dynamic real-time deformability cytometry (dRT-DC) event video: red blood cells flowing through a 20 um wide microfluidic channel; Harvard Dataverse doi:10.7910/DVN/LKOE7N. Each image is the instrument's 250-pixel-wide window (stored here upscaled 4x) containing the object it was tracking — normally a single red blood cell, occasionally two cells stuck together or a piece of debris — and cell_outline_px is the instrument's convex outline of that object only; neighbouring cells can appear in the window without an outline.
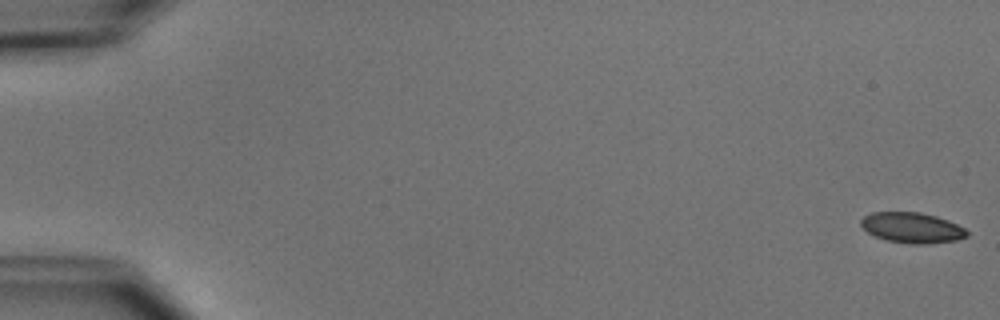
{"species": "common noctule bat (a hibernating species)", "species_latin": "Nyctalus noctula", "temperature_condition": "cold", "stored_images_in_passage": 6, "camera_frame_rate_fps": 3000, "um_per_image_px": 0.085, "animal": {"sex": "male", "body_mass_g": 15.6}, "frame": {"image": 1, "passage_image": 1, "time_ms": 0.0, "image_size_px": [1000, 320], "cell_outline_px": [[968, 236], [956, 240], [928, 244], [912, 244], [888, 240], [876, 236], [868, 232], [860, 224], [860, 220], [864, 216], [872, 212], [920, 212], [936, 216], [948, 220], [964, 228], [968, 232]], "centroid_in_image_um": [77.53, 19.35], "position_along_channel_um": 7.5, "area_um2": 18.73}}
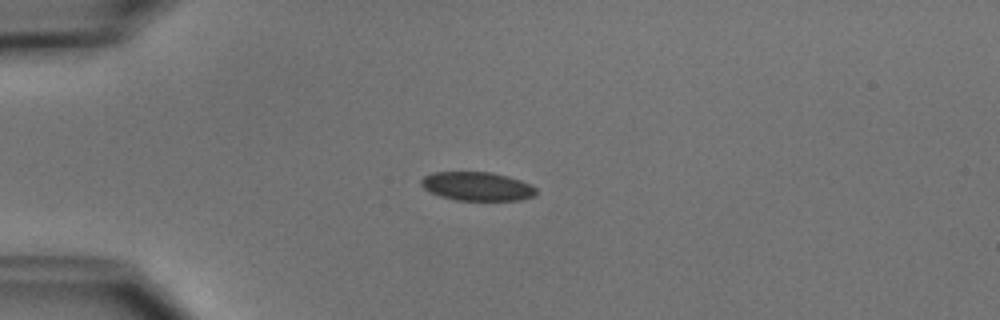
{"frame": {"image": 2, "passage_image": 4, "time_ms": 4.333, "image_size_px": [1000, 320], "cell_outline_px": [[536, 192], [532, 196], [520, 200], [456, 200], [440, 196], [424, 188], [420, 184], [420, 180], [424, 176], [432, 172], [492, 172], [508, 176], [520, 180], [536, 188]], "centroid_in_image_um": [40.52, 15.83], "position_along_channel_um": 44.5, "area_um2": 19.13}}